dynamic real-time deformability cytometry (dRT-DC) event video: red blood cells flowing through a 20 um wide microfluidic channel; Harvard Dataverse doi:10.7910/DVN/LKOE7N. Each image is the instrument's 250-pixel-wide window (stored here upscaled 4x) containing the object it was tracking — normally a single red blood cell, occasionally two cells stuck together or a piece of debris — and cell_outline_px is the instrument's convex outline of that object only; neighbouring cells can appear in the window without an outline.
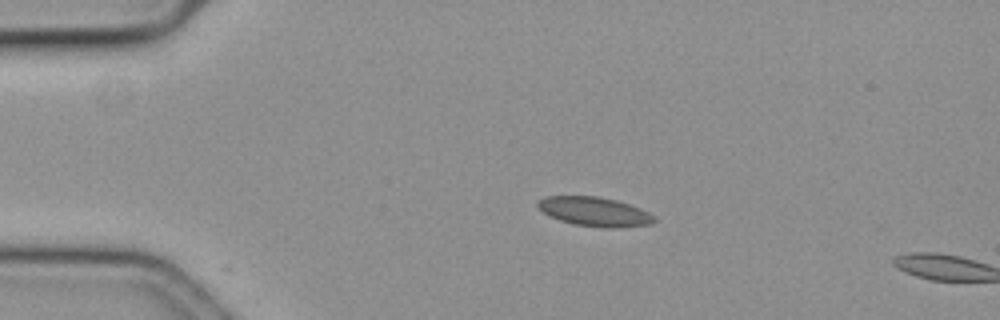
{"species": "common noctule bat (a hibernating species)", "species_latin": "Nyctalus noctula", "temperature_condition": "cold", "stored_images_in_passage": 3, "camera_frame_rate_fps": 3000, "um_per_image_px": 0.085, "animal": {"sex": "female", "body_mass_g": 19.3, "forearm_length_mm": 54.1}, "frame": {"image": 1, "passage_image": 1, "time_ms": 0.0, "image_size_px": [1000, 320], "cell_outline_px": [[656, 220], [652, 224], [616, 228], [604, 228], [572, 224], [560, 220], [544, 212], [536, 204], [536, 200], [544, 196], [600, 196], [616, 200], [640, 208], [648, 212]], "centroid_in_image_um": [50.52, 17.98], "position_along_channel_um": 34.5, "area_um2": 19.83}}